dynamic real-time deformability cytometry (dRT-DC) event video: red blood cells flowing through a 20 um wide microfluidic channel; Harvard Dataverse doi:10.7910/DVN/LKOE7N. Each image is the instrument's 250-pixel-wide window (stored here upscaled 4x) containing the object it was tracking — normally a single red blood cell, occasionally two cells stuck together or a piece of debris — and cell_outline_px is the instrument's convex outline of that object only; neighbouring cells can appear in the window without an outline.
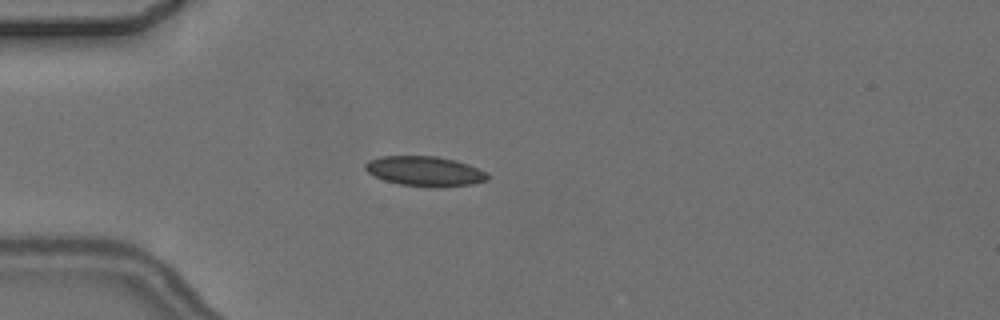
{"species": "common noctule bat (a hibernating species)", "species_latin": "Nyctalus noctula", "temperature_condition": "cold", "stored_images_in_passage": 7, "camera_frame_rate_fps": 3000, "um_per_image_px": 0.085, "animal": {"sex": "female", "body_mass_g": 24.6, "forearm_length_mm": 56.2}, "frame": {"image": 1, "passage_image": 4, "time_ms": 4.667, "image_size_px": [1000, 320], "cell_outline_px": [[492, 176], [488, 180], [472, 184], [400, 184], [384, 180], [368, 172], [364, 168], [364, 164], [368, 160], [380, 156], [436, 156], [456, 160], [468, 164], [488, 172]], "centroid_in_image_um": [36.11, 14.49], "position_along_channel_um": 48.9, "area_um2": 20.52}}
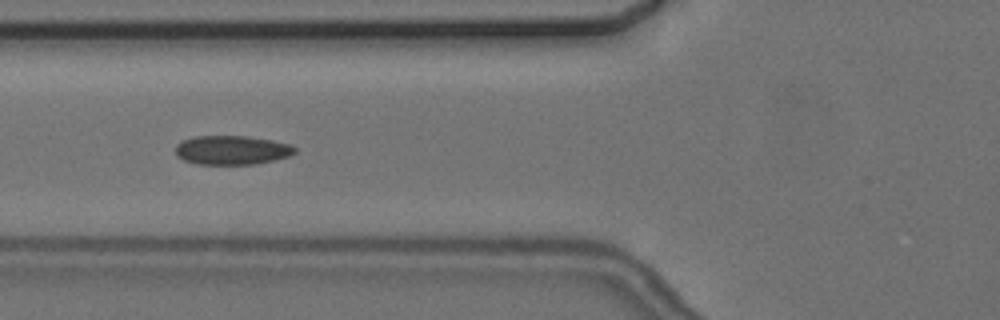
{"frame": {"image": 2, "passage_image": 6, "time_ms": 6.667, "image_size_px": [1000, 320], "cell_outline_px": [[296, 152], [288, 156], [272, 160], [252, 164], [196, 164], [184, 160], [176, 156], [176, 144], [184, 140], [196, 136], [244, 136], [272, 140], [292, 144], [296, 148]], "centroid_in_image_um": [19.7, 12.75], "position_along_channel_um": 106.1, "area_um2": 20.11}}
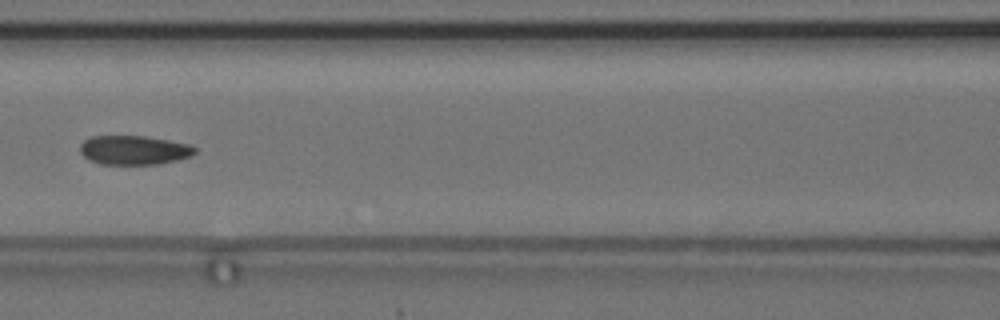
{"frame": {"image": 3, "passage_image": 7, "time_ms": 8.0, "image_size_px": [1000, 320], "cell_outline_px": [[196, 152], [192, 156], [176, 160], [156, 164], [100, 164], [88, 160], [80, 152], [80, 144], [84, 140], [92, 136], [144, 136], [192, 144], [196, 148]], "centroid_in_image_um": [11.39, 12.76], "position_along_channel_um": 155.2, "area_um2": 19.59}}